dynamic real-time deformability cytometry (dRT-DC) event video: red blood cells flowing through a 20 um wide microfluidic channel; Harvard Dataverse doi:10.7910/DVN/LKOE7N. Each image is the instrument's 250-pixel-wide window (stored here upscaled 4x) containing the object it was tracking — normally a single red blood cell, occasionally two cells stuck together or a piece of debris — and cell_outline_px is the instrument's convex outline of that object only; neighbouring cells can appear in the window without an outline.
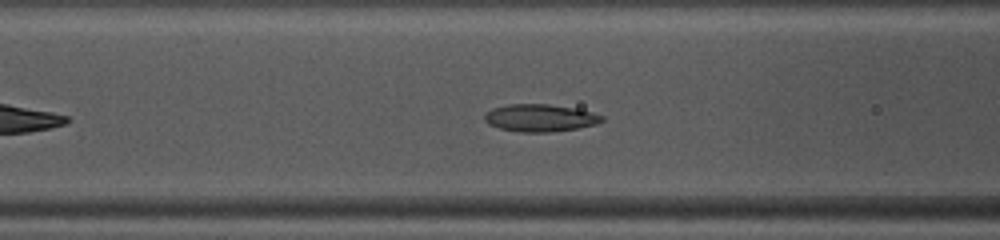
{"species": "common noctule bat (a hibernating species)", "species_latin": "Nyctalus noctula", "temperature_condition": "warm", "stored_images_in_passage": 31, "camera_frame_rate_fps": 3000, "um_per_image_px": 0.085, "animal": {"sex": "female", "body_mass_g": 10.0, "forearm_length_mm": 53.1}, "frame": {"image": 1, "passage_image": 7, "time_ms": 2.0, "image_size_px": [1000, 240], "cell_outline_px": [[604, 120], [596, 124], [576, 128], [548, 132], [520, 132], [500, 128], [488, 124], [484, 120], [484, 112], [492, 108], [508, 104], [548, 104], [576, 108], [592, 112], [604, 116]], "centroid_in_image_um": [45.88, 10.01], "position_along_channel_um": 120.7, "area_um2": 18.79}}
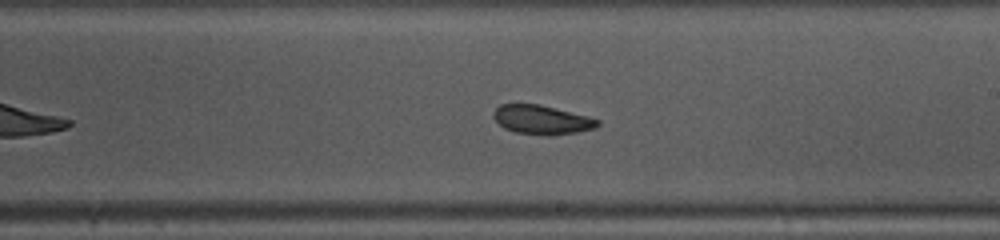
{"frame": {"image": 2, "passage_image": 16, "time_ms": 5.0, "image_size_px": [1000, 240], "cell_outline_px": [[600, 124], [596, 128], [576, 132], [552, 136], [544, 136], [516, 132], [504, 128], [492, 116], [492, 112], [500, 104], [540, 104], [588, 116], [600, 120]], "centroid_in_image_um": [46.06, 10.18], "position_along_channel_um": 242.9, "area_um2": 17.8}}
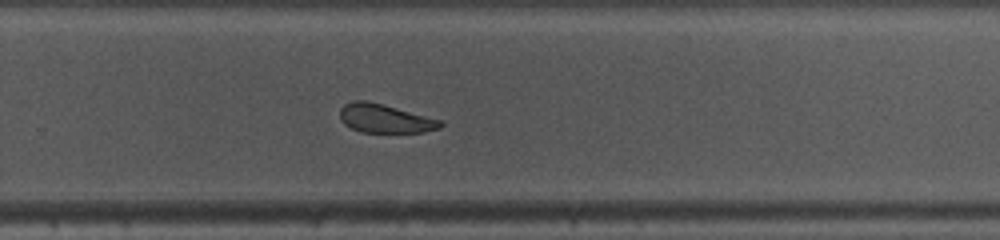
{"frame": {"image": 3, "passage_image": 20, "time_ms": 6.333, "image_size_px": [1000, 240], "cell_outline_px": [[444, 124], [440, 128], [424, 132], [360, 132], [344, 124], [340, 120], [340, 108], [344, 104], [352, 100], [368, 100], [440, 120]], "centroid_in_image_um": [32.68, 10.07], "position_along_channel_um": 297.1, "area_um2": 16.76}, "authors_computed_cell_mechanics": {"area_um2": 18.2648, "velocity_mm_per_s": 4.0746, "shape_relaxation_time_tau1_ms": 3.924, "shape_relaxation_time_tau2_ms": 6.1279, "deformation_change_tau1": 0.1164, "deformation_change_tau2": 0.1418}}